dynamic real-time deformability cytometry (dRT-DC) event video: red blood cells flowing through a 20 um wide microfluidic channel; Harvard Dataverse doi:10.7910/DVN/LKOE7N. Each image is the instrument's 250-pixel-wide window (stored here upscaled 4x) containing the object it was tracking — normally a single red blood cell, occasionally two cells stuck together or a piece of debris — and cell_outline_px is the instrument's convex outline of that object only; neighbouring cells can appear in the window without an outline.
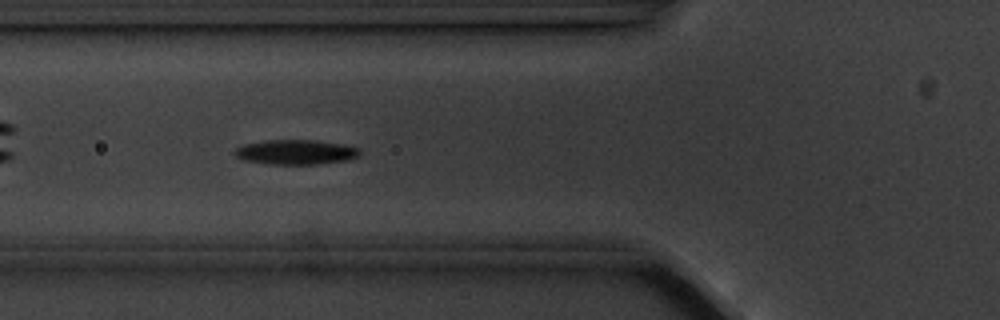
{"species": "common noctule bat (a hibernating species)", "species_latin": "Nyctalus noctula", "temperature_condition": "cold", "stored_images_in_passage": 8, "camera_frame_rate_fps": 3000, "um_per_image_px": 0.085, "animal": {"sex": "male", "body_mass_g": 20.1, "forearm_length_mm": 53.5}, "frame": {"image": 1, "passage_image": 3, "time_ms": 2.333, "image_size_px": [1000, 320], "cell_outline_px": [[360, 152], [356, 156], [348, 160], [316, 164], [272, 164], [244, 160], [236, 156], [232, 152], [236, 148], [244, 144], [264, 140], [316, 140], [344, 144], [360, 148]], "centroid_in_image_um": [25.13, 12.92], "position_along_channel_um": 100.7, "area_um2": 18.03}}